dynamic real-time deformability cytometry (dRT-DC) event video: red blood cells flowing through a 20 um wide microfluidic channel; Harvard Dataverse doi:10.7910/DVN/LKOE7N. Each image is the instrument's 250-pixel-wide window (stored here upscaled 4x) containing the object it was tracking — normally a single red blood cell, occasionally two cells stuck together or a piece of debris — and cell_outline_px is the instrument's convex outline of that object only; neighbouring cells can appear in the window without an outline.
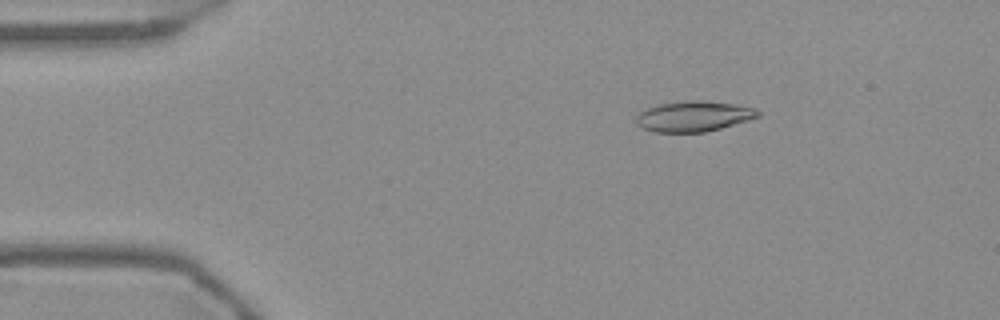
{"species": "Egyptian fruit bat (a non-hibernating species)", "species_latin": "Rousettus aegyptiacus", "temperature_condition": "warm", "stored_images_in_passage": 55, "camera_frame_rate_fps": 3000, "um_per_image_px": 0.085, "frame": {"image": 1, "passage_image": 9, "time_ms": 2.667, "image_size_px": [1000, 320], "cell_outline_px": [[760, 116], [748, 120], [720, 128], [704, 132], [656, 132], [644, 128], [636, 124], [636, 116], [640, 112], [656, 104], [688, 100], [700, 100], [736, 104], [756, 108], [760, 112]], "centroid_in_image_um": [58.97, 9.87], "position_along_channel_um": 26.0, "area_um2": 21.62}}
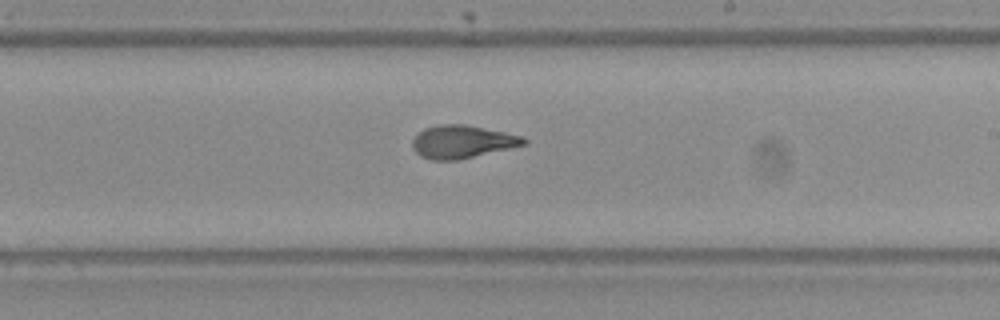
{"frame": {"image": 2, "passage_image": 32, "time_ms": 10.333, "image_size_px": [1000, 320], "cell_outline_px": [[528, 144], [460, 160], [432, 160], [420, 156], [412, 148], [412, 140], [424, 128], [440, 124], [464, 124], [524, 136], [528, 140]], "centroid_in_image_um": [39.31, 12.06], "position_along_channel_um": 249.7, "area_um2": 21.5}}
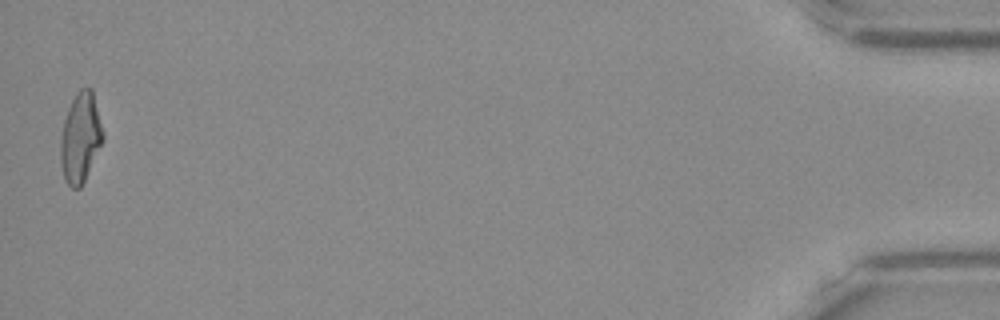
{"frame": {"image": 3, "passage_image": 54, "time_ms": 17.667, "image_size_px": [1000, 320], "cell_outline_px": [[104, 140], [80, 188], [72, 188], [64, 180], [60, 164], [60, 140], [64, 120], [68, 108], [76, 92], [80, 88], [92, 88], [104, 132]], "centroid_in_image_um": [6.84, 11.7], "position_along_channel_um": 428.4, "area_um2": 22.31}, "authors_computed_cell_mechanics": {"area_um2": 21.7328, "velocity_mm_per_s": 3.7344, "shape_relaxation_time_tau1_ms": 7.4932, "shape_relaxation_time_tau2_ms": 1.6395, "deformation_change_tau1": 0.2468, "deformation_change_tau2": 0.0881}}